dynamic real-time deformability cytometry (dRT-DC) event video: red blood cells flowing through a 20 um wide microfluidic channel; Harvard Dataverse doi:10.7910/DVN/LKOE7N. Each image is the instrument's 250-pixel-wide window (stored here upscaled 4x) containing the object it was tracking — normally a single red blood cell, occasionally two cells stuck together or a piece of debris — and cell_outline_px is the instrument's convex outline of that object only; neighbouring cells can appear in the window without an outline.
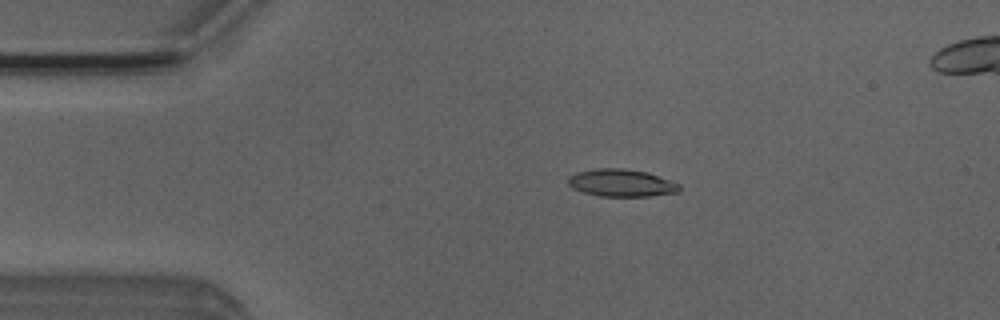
{"species": "Egyptian fruit bat (a non-hibernating species)", "species_latin": "Rousettus aegyptiacus", "temperature_condition": "room temperature", "stored_images_in_passage": 5, "camera_frame_rate_fps": 3000, "um_per_image_px": 0.085, "animal": {"sex": "male"}, "frame": {"image": 1, "passage_image": 3, "time_ms": 0.667, "image_size_px": [1000, 320], "cell_outline_px": [[680, 192], [648, 196], [600, 196], [584, 192], [572, 188], [568, 184], [568, 176], [576, 172], [596, 168], [624, 168], [644, 172], [680, 184]], "centroid_in_image_um": [52.78, 15.55], "position_along_channel_um": 32.2, "area_um2": 17.63}}